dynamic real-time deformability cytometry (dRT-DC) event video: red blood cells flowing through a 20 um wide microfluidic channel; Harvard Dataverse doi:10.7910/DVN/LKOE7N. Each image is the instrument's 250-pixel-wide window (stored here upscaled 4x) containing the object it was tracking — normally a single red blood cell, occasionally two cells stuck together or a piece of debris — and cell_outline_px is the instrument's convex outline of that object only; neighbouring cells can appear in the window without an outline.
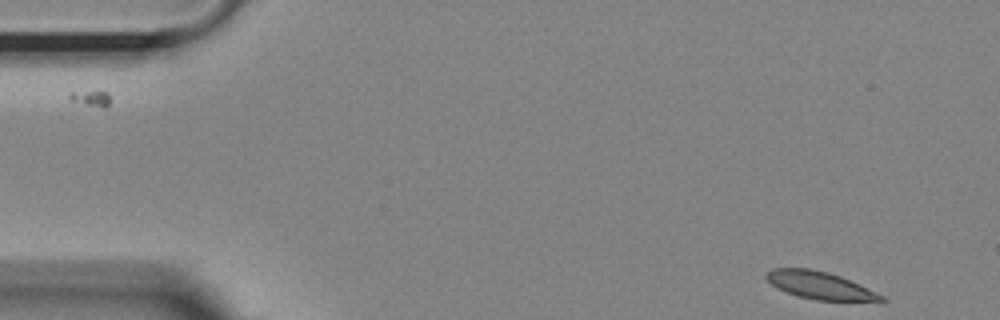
{"species": "Egyptian fruit bat (a non-hibernating species)", "species_latin": "Rousettus aegyptiacus", "temperature_condition": "room temperature", "stored_images_in_passage": 8, "camera_frame_rate_fps": 3000, "um_per_image_px": 0.085, "animal": {"sex": "female"}, "frame": {"image": 1, "passage_image": 1, "time_ms": 0.0, "image_size_px": [1000, 320], "cell_outline_px": [[888, 300], [816, 300], [796, 296], [776, 288], [764, 276], [772, 268], [808, 268], [828, 272], [840, 276], [884, 296]], "centroid_in_image_um": [69.61, 24.24], "position_along_channel_um": 15.4, "area_um2": 18.03}}